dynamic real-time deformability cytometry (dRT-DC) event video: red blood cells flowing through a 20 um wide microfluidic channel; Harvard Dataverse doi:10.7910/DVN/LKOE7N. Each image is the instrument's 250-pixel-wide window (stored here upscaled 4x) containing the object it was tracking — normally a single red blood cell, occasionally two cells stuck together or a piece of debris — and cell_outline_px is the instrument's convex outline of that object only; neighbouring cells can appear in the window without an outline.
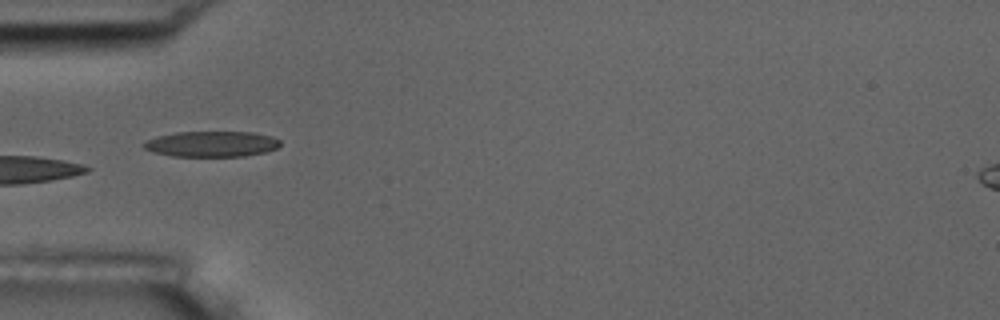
{"species": "common noctule bat (a hibernating species)", "species_latin": "Nyctalus noctula", "temperature_condition": "room temperature", "stored_images_in_passage": 12, "camera_frame_rate_fps": 3000, "um_per_image_px": 0.085, "animal": {"sex": "male", "body_mass_g": 17.5, "forearm_length_mm": 52.3}, "frame": {"image": 1, "passage_image": 6, "time_ms": 6.333, "image_size_px": [1000, 320], "cell_outline_px": [[280, 144], [276, 148], [264, 152], [244, 156], [172, 156], [156, 152], [144, 148], [140, 144], [144, 140], [156, 136], [176, 132], [256, 132], [272, 136], [280, 140]], "centroid_in_image_um": [17.96, 12.23], "position_along_channel_um": 67.0, "area_um2": 20.46}}
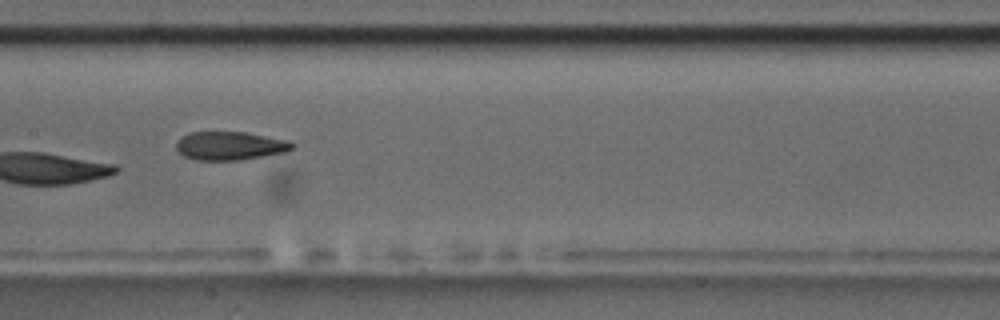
{"frame": {"image": 2, "passage_image": 9, "time_ms": 9.667, "image_size_px": [1000, 320], "cell_outline_px": [[296, 144], [288, 152], [264, 156], [236, 160], [196, 160], [184, 156], [176, 148], [176, 144], [180, 136], [192, 132], [244, 132], [292, 140]], "centroid_in_image_um": [19.6, 12.38], "position_along_channel_um": 187.8, "area_um2": 19.42}}
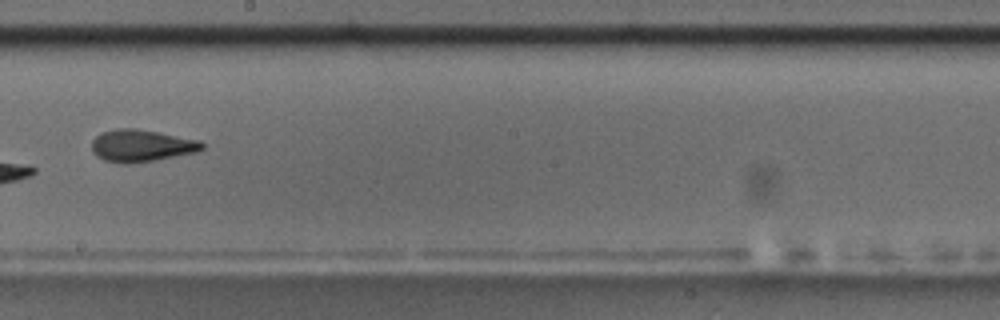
{"frame": {"image": 3, "passage_image": 10, "time_ms": 11.0, "image_size_px": [1000, 320], "cell_outline_px": [[204, 148], [196, 152], [156, 160], [128, 164], [124, 164], [104, 160], [96, 156], [92, 152], [92, 140], [100, 132], [116, 128], [136, 128], [200, 140], [204, 144]], "centroid_in_image_um": [11.99, 12.38], "position_along_channel_um": 236.2, "area_um2": 20.81}}